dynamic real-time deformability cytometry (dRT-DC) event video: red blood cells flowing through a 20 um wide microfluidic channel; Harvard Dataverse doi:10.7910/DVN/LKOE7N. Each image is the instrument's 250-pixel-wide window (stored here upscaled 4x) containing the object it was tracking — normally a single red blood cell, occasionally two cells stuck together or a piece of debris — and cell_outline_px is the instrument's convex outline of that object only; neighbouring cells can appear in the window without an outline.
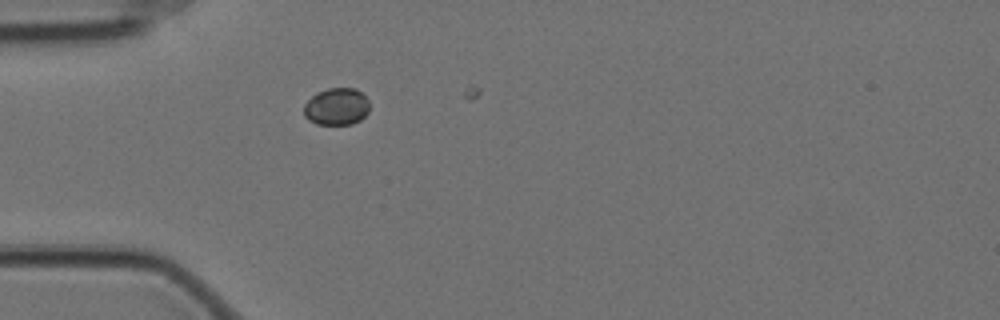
{"species": "Egyptian fruit bat (a non-hibernating species)", "species_latin": "Rousettus aegyptiacus", "temperature_condition": "cold", "stored_images_in_passage": 9, "camera_frame_rate_fps": 3000, "um_per_image_px": 0.085, "animal": {"sex": "female"}, "frame": {"image": 1, "passage_image": 5, "time_ms": 1.333, "image_size_px": [1000, 320], "cell_outline_px": [[368, 112], [360, 120], [352, 124], [316, 124], [308, 120], [304, 116], [304, 104], [316, 92], [328, 88], [356, 88], [368, 100]], "centroid_in_image_um": [28.59, 9.06], "position_along_channel_um": 56.4, "area_um2": 14.22}}